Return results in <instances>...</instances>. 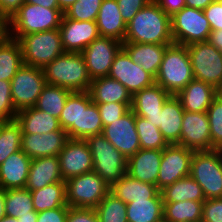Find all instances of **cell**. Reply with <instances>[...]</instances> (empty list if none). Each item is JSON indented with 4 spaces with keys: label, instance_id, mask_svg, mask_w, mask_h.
<instances>
[{
    "label": "cell",
    "instance_id": "5b68a950",
    "mask_svg": "<svg viewBox=\"0 0 222 222\" xmlns=\"http://www.w3.org/2000/svg\"><path fill=\"white\" fill-rule=\"evenodd\" d=\"M17 41L23 64L33 67L44 68L65 52L59 28L23 35Z\"/></svg>",
    "mask_w": 222,
    "mask_h": 222
},
{
    "label": "cell",
    "instance_id": "f907efd6",
    "mask_svg": "<svg viewBox=\"0 0 222 222\" xmlns=\"http://www.w3.org/2000/svg\"><path fill=\"white\" fill-rule=\"evenodd\" d=\"M66 222H99L95 209L69 207Z\"/></svg>",
    "mask_w": 222,
    "mask_h": 222
},
{
    "label": "cell",
    "instance_id": "11a10c76",
    "mask_svg": "<svg viewBox=\"0 0 222 222\" xmlns=\"http://www.w3.org/2000/svg\"><path fill=\"white\" fill-rule=\"evenodd\" d=\"M9 37V19L5 15L0 14V43L4 42Z\"/></svg>",
    "mask_w": 222,
    "mask_h": 222
},
{
    "label": "cell",
    "instance_id": "60d3db41",
    "mask_svg": "<svg viewBox=\"0 0 222 222\" xmlns=\"http://www.w3.org/2000/svg\"><path fill=\"white\" fill-rule=\"evenodd\" d=\"M99 222H128L126 203L109 192L95 208Z\"/></svg>",
    "mask_w": 222,
    "mask_h": 222
},
{
    "label": "cell",
    "instance_id": "ba28073f",
    "mask_svg": "<svg viewBox=\"0 0 222 222\" xmlns=\"http://www.w3.org/2000/svg\"><path fill=\"white\" fill-rule=\"evenodd\" d=\"M65 192L69 207L95 209L110 192V186L92 171L66 180Z\"/></svg>",
    "mask_w": 222,
    "mask_h": 222
},
{
    "label": "cell",
    "instance_id": "6f0895ef",
    "mask_svg": "<svg viewBox=\"0 0 222 222\" xmlns=\"http://www.w3.org/2000/svg\"><path fill=\"white\" fill-rule=\"evenodd\" d=\"M214 0H185L186 7L204 10Z\"/></svg>",
    "mask_w": 222,
    "mask_h": 222
},
{
    "label": "cell",
    "instance_id": "91938a15",
    "mask_svg": "<svg viewBox=\"0 0 222 222\" xmlns=\"http://www.w3.org/2000/svg\"><path fill=\"white\" fill-rule=\"evenodd\" d=\"M5 190L0 188V219L5 216Z\"/></svg>",
    "mask_w": 222,
    "mask_h": 222
},
{
    "label": "cell",
    "instance_id": "f35d334b",
    "mask_svg": "<svg viewBox=\"0 0 222 222\" xmlns=\"http://www.w3.org/2000/svg\"><path fill=\"white\" fill-rule=\"evenodd\" d=\"M21 135V126L16 120L0 122V165L21 150Z\"/></svg>",
    "mask_w": 222,
    "mask_h": 222
},
{
    "label": "cell",
    "instance_id": "d4e9b609",
    "mask_svg": "<svg viewBox=\"0 0 222 222\" xmlns=\"http://www.w3.org/2000/svg\"><path fill=\"white\" fill-rule=\"evenodd\" d=\"M168 45L171 44L123 42L122 48L134 63L141 65L145 71L155 78Z\"/></svg>",
    "mask_w": 222,
    "mask_h": 222
},
{
    "label": "cell",
    "instance_id": "8d00e7d4",
    "mask_svg": "<svg viewBox=\"0 0 222 222\" xmlns=\"http://www.w3.org/2000/svg\"><path fill=\"white\" fill-rule=\"evenodd\" d=\"M71 93L72 91L69 89L46 84L34 107L59 119L66 100Z\"/></svg>",
    "mask_w": 222,
    "mask_h": 222
},
{
    "label": "cell",
    "instance_id": "6da1fadb",
    "mask_svg": "<svg viewBox=\"0 0 222 222\" xmlns=\"http://www.w3.org/2000/svg\"><path fill=\"white\" fill-rule=\"evenodd\" d=\"M123 42L173 44L171 17L152 0L127 23Z\"/></svg>",
    "mask_w": 222,
    "mask_h": 222
},
{
    "label": "cell",
    "instance_id": "e0dca14e",
    "mask_svg": "<svg viewBox=\"0 0 222 222\" xmlns=\"http://www.w3.org/2000/svg\"><path fill=\"white\" fill-rule=\"evenodd\" d=\"M177 145L193 151L211 150L210 125L206 112L184 111L180 141Z\"/></svg>",
    "mask_w": 222,
    "mask_h": 222
},
{
    "label": "cell",
    "instance_id": "680465c9",
    "mask_svg": "<svg viewBox=\"0 0 222 222\" xmlns=\"http://www.w3.org/2000/svg\"><path fill=\"white\" fill-rule=\"evenodd\" d=\"M24 2L41 5L46 8H59L57 0H24Z\"/></svg>",
    "mask_w": 222,
    "mask_h": 222
},
{
    "label": "cell",
    "instance_id": "3957f363",
    "mask_svg": "<svg viewBox=\"0 0 222 222\" xmlns=\"http://www.w3.org/2000/svg\"><path fill=\"white\" fill-rule=\"evenodd\" d=\"M193 79V69L186 46L175 43L168 45L155 83L170 95H177Z\"/></svg>",
    "mask_w": 222,
    "mask_h": 222
},
{
    "label": "cell",
    "instance_id": "1f68e13d",
    "mask_svg": "<svg viewBox=\"0 0 222 222\" xmlns=\"http://www.w3.org/2000/svg\"><path fill=\"white\" fill-rule=\"evenodd\" d=\"M128 222H163V199L134 200L126 204Z\"/></svg>",
    "mask_w": 222,
    "mask_h": 222
},
{
    "label": "cell",
    "instance_id": "74e56055",
    "mask_svg": "<svg viewBox=\"0 0 222 222\" xmlns=\"http://www.w3.org/2000/svg\"><path fill=\"white\" fill-rule=\"evenodd\" d=\"M5 215L18 218L36 212L32 203V194L27 188L5 190Z\"/></svg>",
    "mask_w": 222,
    "mask_h": 222
},
{
    "label": "cell",
    "instance_id": "d6986e66",
    "mask_svg": "<svg viewBox=\"0 0 222 222\" xmlns=\"http://www.w3.org/2000/svg\"><path fill=\"white\" fill-rule=\"evenodd\" d=\"M65 130L45 134H22L21 150L31 159L58 156L69 140Z\"/></svg>",
    "mask_w": 222,
    "mask_h": 222
},
{
    "label": "cell",
    "instance_id": "8fae6325",
    "mask_svg": "<svg viewBox=\"0 0 222 222\" xmlns=\"http://www.w3.org/2000/svg\"><path fill=\"white\" fill-rule=\"evenodd\" d=\"M45 85L43 68L23 64L11 79V97L16 111L34 107Z\"/></svg>",
    "mask_w": 222,
    "mask_h": 222
},
{
    "label": "cell",
    "instance_id": "e7e4bbea",
    "mask_svg": "<svg viewBox=\"0 0 222 222\" xmlns=\"http://www.w3.org/2000/svg\"><path fill=\"white\" fill-rule=\"evenodd\" d=\"M218 95H221L222 96V85L219 87L218 89Z\"/></svg>",
    "mask_w": 222,
    "mask_h": 222
},
{
    "label": "cell",
    "instance_id": "ee69618b",
    "mask_svg": "<svg viewBox=\"0 0 222 222\" xmlns=\"http://www.w3.org/2000/svg\"><path fill=\"white\" fill-rule=\"evenodd\" d=\"M102 2L103 0H77L64 15L77 21H96Z\"/></svg>",
    "mask_w": 222,
    "mask_h": 222
},
{
    "label": "cell",
    "instance_id": "7dc6e473",
    "mask_svg": "<svg viewBox=\"0 0 222 222\" xmlns=\"http://www.w3.org/2000/svg\"><path fill=\"white\" fill-rule=\"evenodd\" d=\"M201 222H222V198L204 201Z\"/></svg>",
    "mask_w": 222,
    "mask_h": 222
},
{
    "label": "cell",
    "instance_id": "681fc988",
    "mask_svg": "<svg viewBox=\"0 0 222 222\" xmlns=\"http://www.w3.org/2000/svg\"><path fill=\"white\" fill-rule=\"evenodd\" d=\"M206 18L209 20L211 31L222 29V0H214L204 10Z\"/></svg>",
    "mask_w": 222,
    "mask_h": 222
},
{
    "label": "cell",
    "instance_id": "ab89813d",
    "mask_svg": "<svg viewBox=\"0 0 222 222\" xmlns=\"http://www.w3.org/2000/svg\"><path fill=\"white\" fill-rule=\"evenodd\" d=\"M135 125L141 149L163 150L169 145L159 128L147 119L136 116Z\"/></svg>",
    "mask_w": 222,
    "mask_h": 222
},
{
    "label": "cell",
    "instance_id": "db71d44e",
    "mask_svg": "<svg viewBox=\"0 0 222 222\" xmlns=\"http://www.w3.org/2000/svg\"><path fill=\"white\" fill-rule=\"evenodd\" d=\"M23 3L24 0H0V12L10 19Z\"/></svg>",
    "mask_w": 222,
    "mask_h": 222
},
{
    "label": "cell",
    "instance_id": "c3c4849f",
    "mask_svg": "<svg viewBox=\"0 0 222 222\" xmlns=\"http://www.w3.org/2000/svg\"><path fill=\"white\" fill-rule=\"evenodd\" d=\"M121 16L126 24L133 19L137 12L152 0H116Z\"/></svg>",
    "mask_w": 222,
    "mask_h": 222
},
{
    "label": "cell",
    "instance_id": "7402d4cb",
    "mask_svg": "<svg viewBox=\"0 0 222 222\" xmlns=\"http://www.w3.org/2000/svg\"><path fill=\"white\" fill-rule=\"evenodd\" d=\"M184 109L176 95H170L158 113L157 127L169 145L180 141Z\"/></svg>",
    "mask_w": 222,
    "mask_h": 222
},
{
    "label": "cell",
    "instance_id": "484cf974",
    "mask_svg": "<svg viewBox=\"0 0 222 222\" xmlns=\"http://www.w3.org/2000/svg\"><path fill=\"white\" fill-rule=\"evenodd\" d=\"M218 90L203 81L193 79L176 96L181 101L184 111L207 112Z\"/></svg>",
    "mask_w": 222,
    "mask_h": 222
},
{
    "label": "cell",
    "instance_id": "277c9868",
    "mask_svg": "<svg viewBox=\"0 0 222 222\" xmlns=\"http://www.w3.org/2000/svg\"><path fill=\"white\" fill-rule=\"evenodd\" d=\"M64 13L59 8H46L24 2L9 19L10 38L58 29Z\"/></svg>",
    "mask_w": 222,
    "mask_h": 222
},
{
    "label": "cell",
    "instance_id": "b9f144b4",
    "mask_svg": "<svg viewBox=\"0 0 222 222\" xmlns=\"http://www.w3.org/2000/svg\"><path fill=\"white\" fill-rule=\"evenodd\" d=\"M79 92H72L66 100L59 123L69 138L78 139Z\"/></svg>",
    "mask_w": 222,
    "mask_h": 222
},
{
    "label": "cell",
    "instance_id": "9c48e42d",
    "mask_svg": "<svg viewBox=\"0 0 222 222\" xmlns=\"http://www.w3.org/2000/svg\"><path fill=\"white\" fill-rule=\"evenodd\" d=\"M194 79L214 86L222 85V53L208 41L186 45Z\"/></svg>",
    "mask_w": 222,
    "mask_h": 222
},
{
    "label": "cell",
    "instance_id": "d6a6232c",
    "mask_svg": "<svg viewBox=\"0 0 222 222\" xmlns=\"http://www.w3.org/2000/svg\"><path fill=\"white\" fill-rule=\"evenodd\" d=\"M204 201L163 202V222H201Z\"/></svg>",
    "mask_w": 222,
    "mask_h": 222
},
{
    "label": "cell",
    "instance_id": "f5cc1de1",
    "mask_svg": "<svg viewBox=\"0 0 222 222\" xmlns=\"http://www.w3.org/2000/svg\"><path fill=\"white\" fill-rule=\"evenodd\" d=\"M158 6L169 16H173L186 6L185 0H154Z\"/></svg>",
    "mask_w": 222,
    "mask_h": 222
},
{
    "label": "cell",
    "instance_id": "816d5d0a",
    "mask_svg": "<svg viewBox=\"0 0 222 222\" xmlns=\"http://www.w3.org/2000/svg\"><path fill=\"white\" fill-rule=\"evenodd\" d=\"M69 206L47 209L37 213V222H66Z\"/></svg>",
    "mask_w": 222,
    "mask_h": 222
},
{
    "label": "cell",
    "instance_id": "30bf717a",
    "mask_svg": "<svg viewBox=\"0 0 222 222\" xmlns=\"http://www.w3.org/2000/svg\"><path fill=\"white\" fill-rule=\"evenodd\" d=\"M171 32L175 44L186 46L207 41L211 26L203 10L185 6L171 16Z\"/></svg>",
    "mask_w": 222,
    "mask_h": 222
},
{
    "label": "cell",
    "instance_id": "9f6ffc18",
    "mask_svg": "<svg viewBox=\"0 0 222 222\" xmlns=\"http://www.w3.org/2000/svg\"><path fill=\"white\" fill-rule=\"evenodd\" d=\"M207 41L222 53V29L211 31Z\"/></svg>",
    "mask_w": 222,
    "mask_h": 222
},
{
    "label": "cell",
    "instance_id": "83f0119b",
    "mask_svg": "<svg viewBox=\"0 0 222 222\" xmlns=\"http://www.w3.org/2000/svg\"><path fill=\"white\" fill-rule=\"evenodd\" d=\"M110 192L128 204L134 200L162 198L156 185L142 182L125 174L110 186Z\"/></svg>",
    "mask_w": 222,
    "mask_h": 222
},
{
    "label": "cell",
    "instance_id": "603a6c76",
    "mask_svg": "<svg viewBox=\"0 0 222 222\" xmlns=\"http://www.w3.org/2000/svg\"><path fill=\"white\" fill-rule=\"evenodd\" d=\"M31 161L22 150L7 157L0 165V188H25Z\"/></svg>",
    "mask_w": 222,
    "mask_h": 222
},
{
    "label": "cell",
    "instance_id": "be15d7a7",
    "mask_svg": "<svg viewBox=\"0 0 222 222\" xmlns=\"http://www.w3.org/2000/svg\"><path fill=\"white\" fill-rule=\"evenodd\" d=\"M0 222H19V220L5 215L2 219H0Z\"/></svg>",
    "mask_w": 222,
    "mask_h": 222
},
{
    "label": "cell",
    "instance_id": "7c38bea8",
    "mask_svg": "<svg viewBox=\"0 0 222 222\" xmlns=\"http://www.w3.org/2000/svg\"><path fill=\"white\" fill-rule=\"evenodd\" d=\"M193 154V150L177 144L168 145L162 150V159L156 183L159 191L190 175Z\"/></svg>",
    "mask_w": 222,
    "mask_h": 222
},
{
    "label": "cell",
    "instance_id": "6125c7cd",
    "mask_svg": "<svg viewBox=\"0 0 222 222\" xmlns=\"http://www.w3.org/2000/svg\"><path fill=\"white\" fill-rule=\"evenodd\" d=\"M17 219L19 222H37V212H30V215H24Z\"/></svg>",
    "mask_w": 222,
    "mask_h": 222
},
{
    "label": "cell",
    "instance_id": "cb8c5ba5",
    "mask_svg": "<svg viewBox=\"0 0 222 222\" xmlns=\"http://www.w3.org/2000/svg\"><path fill=\"white\" fill-rule=\"evenodd\" d=\"M64 181L58 156L34 158L31 161L25 188L30 191Z\"/></svg>",
    "mask_w": 222,
    "mask_h": 222
},
{
    "label": "cell",
    "instance_id": "f546056e",
    "mask_svg": "<svg viewBox=\"0 0 222 222\" xmlns=\"http://www.w3.org/2000/svg\"><path fill=\"white\" fill-rule=\"evenodd\" d=\"M102 132L103 123L97 104L92 102L88 91L79 92L78 139L86 140Z\"/></svg>",
    "mask_w": 222,
    "mask_h": 222
},
{
    "label": "cell",
    "instance_id": "94428289",
    "mask_svg": "<svg viewBox=\"0 0 222 222\" xmlns=\"http://www.w3.org/2000/svg\"><path fill=\"white\" fill-rule=\"evenodd\" d=\"M59 9L64 13L77 0H57Z\"/></svg>",
    "mask_w": 222,
    "mask_h": 222
},
{
    "label": "cell",
    "instance_id": "ac0fdd59",
    "mask_svg": "<svg viewBox=\"0 0 222 222\" xmlns=\"http://www.w3.org/2000/svg\"><path fill=\"white\" fill-rule=\"evenodd\" d=\"M65 52L81 53L100 36L96 21H77L63 15L59 27Z\"/></svg>",
    "mask_w": 222,
    "mask_h": 222
},
{
    "label": "cell",
    "instance_id": "7a4b0ae2",
    "mask_svg": "<svg viewBox=\"0 0 222 222\" xmlns=\"http://www.w3.org/2000/svg\"><path fill=\"white\" fill-rule=\"evenodd\" d=\"M46 84L86 92L92 82L81 53L64 52L43 68Z\"/></svg>",
    "mask_w": 222,
    "mask_h": 222
},
{
    "label": "cell",
    "instance_id": "bcb514c9",
    "mask_svg": "<svg viewBox=\"0 0 222 222\" xmlns=\"http://www.w3.org/2000/svg\"><path fill=\"white\" fill-rule=\"evenodd\" d=\"M103 127L122 118L131 107V103H104L97 104Z\"/></svg>",
    "mask_w": 222,
    "mask_h": 222
},
{
    "label": "cell",
    "instance_id": "5bb4252c",
    "mask_svg": "<svg viewBox=\"0 0 222 222\" xmlns=\"http://www.w3.org/2000/svg\"><path fill=\"white\" fill-rule=\"evenodd\" d=\"M108 77L119 81L131 95L155 83V78L134 63L123 48L115 55Z\"/></svg>",
    "mask_w": 222,
    "mask_h": 222
},
{
    "label": "cell",
    "instance_id": "52a82bcc",
    "mask_svg": "<svg viewBox=\"0 0 222 222\" xmlns=\"http://www.w3.org/2000/svg\"><path fill=\"white\" fill-rule=\"evenodd\" d=\"M93 159V171L109 186L122 178L127 171V158L102 134L86 139Z\"/></svg>",
    "mask_w": 222,
    "mask_h": 222
},
{
    "label": "cell",
    "instance_id": "836d02e7",
    "mask_svg": "<svg viewBox=\"0 0 222 222\" xmlns=\"http://www.w3.org/2000/svg\"><path fill=\"white\" fill-rule=\"evenodd\" d=\"M163 202L205 201L201 186L189 175L162 189Z\"/></svg>",
    "mask_w": 222,
    "mask_h": 222
},
{
    "label": "cell",
    "instance_id": "44dd1931",
    "mask_svg": "<svg viewBox=\"0 0 222 222\" xmlns=\"http://www.w3.org/2000/svg\"><path fill=\"white\" fill-rule=\"evenodd\" d=\"M162 150L140 149L127 159V171L130 177L156 185L159 174Z\"/></svg>",
    "mask_w": 222,
    "mask_h": 222
},
{
    "label": "cell",
    "instance_id": "e575fe53",
    "mask_svg": "<svg viewBox=\"0 0 222 222\" xmlns=\"http://www.w3.org/2000/svg\"><path fill=\"white\" fill-rule=\"evenodd\" d=\"M35 211L68 206L66 202L65 181L56 182L41 189L30 191Z\"/></svg>",
    "mask_w": 222,
    "mask_h": 222
},
{
    "label": "cell",
    "instance_id": "2e32d148",
    "mask_svg": "<svg viewBox=\"0 0 222 222\" xmlns=\"http://www.w3.org/2000/svg\"><path fill=\"white\" fill-rule=\"evenodd\" d=\"M63 180L93 171V159L86 140L69 139L58 155Z\"/></svg>",
    "mask_w": 222,
    "mask_h": 222
},
{
    "label": "cell",
    "instance_id": "9a60e30c",
    "mask_svg": "<svg viewBox=\"0 0 222 222\" xmlns=\"http://www.w3.org/2000/svg\"><path fill=\"white\" fill-rule=\"evenodd\" d=\"M135 121L136 115L130 109L122 118L103 127L102 135L127 159L141 149Z\"/></svg>",
    "mask_w": 222,
    "mask_h": 222
},
{
    "label": "cell",
    "instance_id": "4fadbf2b",
    "mask_svg": "<svg viewBox=\"0 0 222 222\" xmlns=\"http://www.w3.org/2000/svg\"><path fill=\"white\" fill-rule=\"evenodd\" d=\"M122 43L111 37L99 36L81 52L91 80L108 76L115 55L122 48Z\"/></svg>",
    "mask_w": 222,
    "mask_h": 222
},
{
    "label": "cell",
    "instance_id": "4316f807",
    "mask_svg": "<svg viewBox=\"0 0 222 222\" xmlns=\"http://www.w3.org/2000/svg\"><path fill=\"white\" fill-rule=\"evenodd\" d=\"M100 36L111 37L121 42L127 30L116 0H103L96 19Z\"/></svg>",
    "mask_w": 222,
    "mask_h": 222
},
{
    "label": "cell",
    "instance_id": "f1b7e54d",
    "mask_svg": "<svg viewBox=\"0 0 222 222\" xmlns=\"http://www.w3.org/2000/svg\"><path fill=\"white\" fill-rule=\"evenodd\" d=\"M88 92L96 104L132 103V95L127 88L108 76L92 79Z\"/></svg>",
    "mask_w": 222,
    "mask_h": 222
},
{
    "label": "cell",
    "instance_id": "ffe728a7",
    "mask_svg": "<svg viewBox=\"0 0 222 222\" xmlns=\"http://www.w3.org/2000/svg\"><path fill=\"white\" fill-rule=\"evenodd\" d=\"M170 94L160 85L154 83L152 86L142 89L132 95L130 109L136 116L143 117L157 127L158 113Z\"/></svg>",
    "mask_w": 222,
    "mask_h": 222
},
{
    "label": "cell",
    "instance_id": "7bdbcfd3",
    "mask_svg": "<svg viewBox=\"0 0 222 222\" xmlns=\"http://www.w3.org/2000/svg\"><path fill=\"white\" fill-rule=\"evenodd\" d=\"M207 117L210 125L211 150L222 149V96L217 95L208 108Z\"/></svg>",
    "mask_w": 222,
    "mask_h": 222
},
{
    "label": "cell",
    "instance_id": "4dcf8cb0",
    "mask_svg": "<svg viewBox=\"0 0 222 222\" xmlns=\"http://www.w3.org/2000/svg\"><path fill=\"white\" fill-rule=\"evenodd\" d=\"M21 126L22 134H45L63 130L59 119L35 107L17 112L15 119Z\"/></svg>",
    "mask_w": 222,
    "mask_h": 222
},
{
    "label": "cell",
    "instance_id": "8992f818",
    "mask_svg": "<svg viewBox=\"0 0 222 222\" xmlns=\"http://www.w3.org/2000/svg\"><path fill=\"white\" fill-rule=\"evenodd\" d=\"M190 176L201 186L205 199L222 198V149L194 151Z\"/></svg>",
    "mask_w": 222,
    "mask_h": 222
},
{
    "label": "cell",
    "instance_id": "f6af8a7d",
    "mask_svg": "<svg viewBox=\"0 0 222 222\" xmlns=\"http://www.w3.org/2000/svg\"><path fill=\"white\" fill-rule=\"evenodd\" d=\"M17 111L12 103L11 82L0 81V122L16 119Z\"/></svg>",
    "mask_w": 222,
    "mask_h": 222
},
{
    "label": "cell",
    "instance_id": "d590c367",
    "mask_svg": "<svg viewBox=\"0 0 222 222\" xmlns=\"http://www.w3.org/2000/svg\"><path fill=\"white\" fill-rule=\"evenodd\" d=\"M22 65V51L19 42L9 37L0 43V81L11 82Z\"/></svg>",
    "mask_w": 222,
    "mask_h": 222
}]
</instances>
